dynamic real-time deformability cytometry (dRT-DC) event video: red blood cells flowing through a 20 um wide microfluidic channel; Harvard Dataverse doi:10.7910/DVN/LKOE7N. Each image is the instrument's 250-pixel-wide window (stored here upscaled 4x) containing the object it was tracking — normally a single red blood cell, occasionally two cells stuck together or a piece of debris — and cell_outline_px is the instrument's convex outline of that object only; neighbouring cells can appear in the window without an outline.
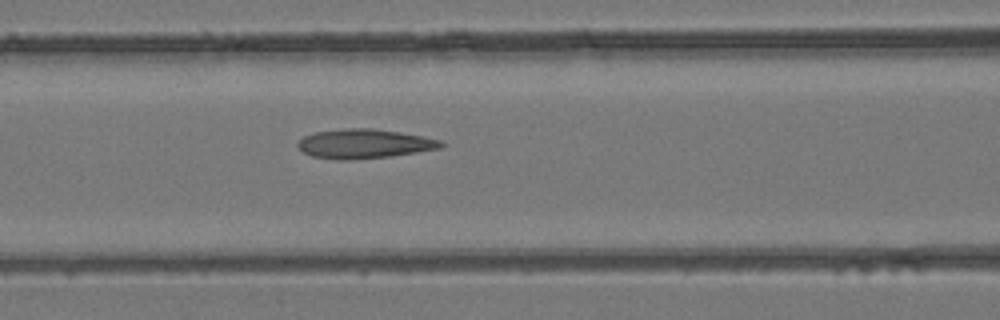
{"species": "common noctule bat (a hibernating species)", "species_latin": "Nyctalus noctula", "temperature_condition": "room temperature", "stored_images_in_passage": 4, "segment_of_instrument_passage": [1, 2], "camera_frame_rate_fps": 3000, "um_per_image_px": 0.085, "animal": {"sex": "female", "body_mass_g": 24.6, "forearm_length_mm": 56.2}, "frame": {"image": 1, "passage_image": 3, "time_ms": 0.667, "image_size_px": [1000, 320], "cell_outline_px": [[448, 144], [440, 148], [416, 152], [388, 156], [348, 160], [336, 160], [312, 156], [304, 152], [296, 144], [304, 136], [316, 132], [344, 128], [372, 128], [424, 136], [444, 140]], "centroid_in_image_um": [31.0, 12.21], "position_along_channel_um": 135.6, "area_um2": 24.45}}